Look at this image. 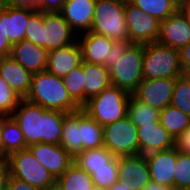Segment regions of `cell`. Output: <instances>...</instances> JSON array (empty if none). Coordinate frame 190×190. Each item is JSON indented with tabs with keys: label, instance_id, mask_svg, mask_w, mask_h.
Instances as JSON below:
<instances>
[{
	"label": "cell",
	"instance_id": "obj_20",
	"mask_svg": "<svg viewBox=\"0 0 190 190\" xmlns=\"http://www.w3.org/2000/svg\"><path fill=\"white\" fill-rule=\"evenodd\" d=\"M77 42L81 48L83 61L105 66V60L109 58L114 40L88 31L79 34Z\"/></svg>",
	"mask_w": 190,
	"mask_h": 190
},
{
	"label": "cell",
	"instance_id": "obj_19",
	"mask_svg": "<svg viewBox=\"0 0 190 190\" xmlns=\"http://www.w3.org/2000/svg\"><path fill=\"white\" fill-rule=\"evenodd\" d=\"M9 56L32 74L46 70L48 51L29 40L13 44Z\"/></svg>",
	"mask_w": 190,
	"mask_h": 190
},
{
	"label": "cell",
	"instance_id": "obj_25",
	"mask_svg": "<svg viewBox=\"0 0 190 190\" xmlns=\"http://www.w3.org/2000/svg\"><path fill=\"white\" fill-rule=\"evenodd\" d=\"M60 145L74 158L83 151L79 135V110L64 113Z\"/></svg>",
	"mask_w": 190,
	"mask_h": 190
},
{
	"label": "cell",
	"instance_id": "obj_14",
	"mask_svg": "<svg viewBox=\"0 0 190 190\" xmlns=\"http://www.w3.org/2000/svg\"><path fill=\"white\" fill-rule=\"evenodd\" d=\"M139 155L163 151L176 146V140L161 125L160 121L137 128Z\"/></svg>",
	"mask_w": 190,
	"mask_h": 190
},
{
	"label": "cell",
	"instance_id": "obj_15",
	"mask_svg": "<svg viewBox=\"0 0 190 190\" xmlns=\"http://www.w3.org/2000/svg\"><path fill=\"white\" fill-rule=\"evenodd\" d=\"M148 162L151 182L174 188L176 168V146L145 156Z\"/></svg>",
	"mask_w": 190,
	"mask_h": 190
},
{
	"label": "cell",
	"instance_id": "obj_1",
	"mask_svg": "<svg viewBox=\"0 0 190 190\" xmlns=\"http://www.w3.org/2000/svg\"><path fill=\"white\" fill-rule=\"evenodd\" d=\"M11 116L19 124L27 147L40 142L60 144L64 112L44 109L21 99Z\"/></svg>",
	"mask_w": 190,
	"mask_h": 190
},
{
	"label": "cell",
	"instance_id": "obj_23",
	"mask_svg": "<svg viewBox=\"0 0 190 190\" xmlns=\"http://www.w3.org/2000/svg\"><path fill=\"white\" fill-rule=\"evenodd\" d=\"M84 73V105L87 101L98 95L103 89L111 86L109 69L100 64L83 61Z\"/></svg>",
	"mask_w": 190,
	"mask_h": 190
},
{
	"label": "cell",
	"instance_id": "obj_37",
	"mask_svg": "<svg viewBox=\"0 0 190 190\" xmlns=\"http://www.w3.org/2000/svg\"><path fill=\"white\" fill-rule=\"evenodd\" d=\"M43 12L35 10L28 18L25 39L42 47Z\"/></svg>",
	"mask_w": 190,
	"mask_h": 190
},
{
	"label": "cell",
	"instance_id": "obj_16",
	"mask_svg": "<svg viewBox=\"0 0 190 190\" xmlns=\"http://www.w3.org/2000/svg\"><path fill=\"white\" fill-rule=\"evenodd\" d=\"M118 176L119 181L127 182L134 190L144 189L151 182L145 156L118 157Z\"/></svg>",
	"mask_w": 190,
	"mask_h": 190
},
{
	"label": "cell",
	"instance_id": "obj_39",
	"mask_svg": "<svg viewBox=\"0 0 190 190\" xmlns=\"http://www.w3.org/2000/svg\"><path fill=\"white\" fill-rule=\"evenodd\" d=\"M12 46L13 45L10 43L3 29V3H2L0 7V58L4 56H9Z\"/></svg>",
	"mask_w": 190,
	"mask_h": 190
},
{
	"label": "cell",
	"instance_id": "obj_52",
	"mask_svg": "<svg viewBox=\"0 0 190 190\" xmlns=\"http://www.w3.org/2000/svg\"><path fill=\"white\" fill-rule=\"evenodd\" d=\"M178 190H190V187H188V188H181V189H178Z\"/></svg>",
	"mask_w": 190,
	"mask_h": 190
},
{
	"label": "cell",
	"instance_id": "obj_38",
	"mask_svg": "<svg viewBox=\"0 0 190 190\" xmlns=\"http://www.w3.org/2000/svg\"><path fill=\"white\" fill-rule=\"evenodd\" d=\"M131 44L129 41H114L110 48L109 58L105 60V66L108 68L118 57H122Z\"/></svg>",
	"mask_w": 190,
	"mask_h": 190
},
{
	"label": "cell",
	"instance_id": "obj_45",
	"mask_svg": "<svg viewBox=\"0 0 190 190\" xmlns=\"http://www.w3.org/2000/svg\"><path fill=\"white\" fill-rule=\"evenodd\" d=\"M3 3L11 6L30 7L38 10L39 0H5Z\"/></svg>",
	"mask_w": 190,
	"mask_h": 190
},
{
	"label": "cell",
	"instance_id": "obj_3",
	"mask_svg": "<svg viewBox=\"0 0 190 190\" xmlns=\"http://www.w3.org/2000/svg\"><path fill=\"white\" fill-rule=\"evenodd\" d=\"M130 95L125 90L111 85L91 97L82 109L101 126H105L127 116Z\"/></svg>",
	"mask_w": 190,
	"mask_h": 190
},
{
	"label": "cell",
	"instance_id": "obj_31",
	"mask_svg": "<svg viewBox=\"0 0 190 190\" xmlns=\"http://www.w3.org/2000/svg\"><path fill=\"white\" fill-rule=\"evenodd\" d=\"M129 2L159 21L167 19L179 9L174 0H129Z\"/></svg>",
	"mask_w": 190,
	"mask_h": 190
},
{
	"label": "cell",
	"instance_id": "obj_48",
	"mask_svg": "<svg viewBox=\"0 0 190 190\" xmlns=\"http://www.w3.org/2000/svg\"><path fill=\"white\" fill-rule=\"evenodd\" d=\"M0 161H5V148L2 138V116H0Z\"/></svg>",
	"mask_w": 190,
	"mask_h": 190
},
{
	"label": "cell",
	"instance_id": "obj_18",
	"mask_svg": "<svg viewBox=\"0 0 190 190\" xmlns=\"http://www.w3.org/2000/svg\"><path fill=\"white\" fill-rule=\"evenodd\" d=\"M81 48L76 41L66 47L48 51L46 71L63 78L82 64Z\"/></svg>",
	"mask_w": 190,
	"mask_h": 190
},
{
	"label": "cell",
	"instance_id": "obj_13",
	"mask_svg": "<svg viewBox=\"0 0 190 190\" xmlns=\"http://www.w3.org/2000/svg\"><path fill=\"white\" fill-rule=\"evenodd\" d=\"M157 42L176 50L190 43V23L180 9L160 22Z\"/></svg>",
	"mask_w": 190,
	"mask_h": 190
},
{
	"label": "cell",
	"instance_id": "obj_46",
	"mask_svg": "<svg viewBox=\"0 0 190 190\" xmlns=\"http://www.w3.org/2000/svg\"><path fill=\"white\" fill-rule=\"evenodd\" d=\"M179 9L186 16L187 21L190 23V0H182Z\"/></svg>",
	"mask_w": 190,
	"mask_h": 190
},
{
	"label": "cell",
	"instance_id": "obj_10",
	"mask_svg": "<svg viewBox=\"0 0 190 190\" xmlns=\"http://www.w3.org/2000/svg\"><path fill=\"white\" fill-rule=\"evenodd\" d=\"M78 34L59 12H43L42 47L47 51L66 47L77 41Z\"/></svg>",
	"mask_w": 190,
	"mask_h": 190
},
{
	"label": "cell",
	"instance_id": "obj_30",
	"mask_svg": "<svg viewBox=\"0 0 190 190\" xmlns=\"http://www.w3.org/2000/svg\"><path fill=\"white\" fill-rule=\"evenodd\" d=\"M114 157L115 156L103 146L82 151L74 158V162L91 175L92 169L108 167V163Z\"/></svg>",
	"mask_w": 190,
	"mask_h": 190
},
{
	"label": "cell",
	"instance_id": "obj_34",
	"mask_svg": "<svg viewBox=\"0 0 190 190\" xmlns=\"http://www.w3.org/2000/svg\"><path fill=\"white\" fill-rule=\"evenodd\" d=\"M91 179L94 188L108 189L119 181L118 176V157H114L108 167L92 169Z\"/></svg>",
	"mask_w": 190,
	"mask_h": 190
},
{
	"label": "cell",
	"instance_id": "obj_32",
	"mask_svg": "<svg viewBox=\"0 0 190 190\" xmlns=\"http://www.w3.org/2000/svg\"><path fill=\"white\" fill-rule=\"evenodd\" d=\"M62 80L70 97L82 108L84 106L83 61L79 67L71 70Z\"/></svg>",
	"mask_w": 190,
	"mask_h": 190
},
{
	"label": "cell",
	"instance_id": "obj_8",
	"mask_svg": "<svg viewBox=\"0 0 190 190\" xmlns=\"http://www.w3.org/2000/svg\"><path fill=\"white\" fill-rule=\"evenodd\" d=\"M6 161L11 177L23 180L32 186L44 189L55 180L48 169L34 158L29 148L9 155Z\"/></svg>",
	"mask_w": 190,
	"mask_h": 190
},
{
	"label": "cell",
	"instance_id": "obj_6",
	"mask_svg": "<svg viewBox=\"0 0 190 190\" xmlns=\"http://www.w3.org/2000/svg\"><path fill=\"white\" fill-rule=\"evenodd\" d=\"M181 75L179 50L158 42L144 45L143 78H177Z\"/></svg>",
	"mask_w": 190,
	"mask_h": 190
},
{
	"label": "cell",
	"instance_id": "obj_33",
	"mask_svg": "<svg viewBox=\"0 0 190 190\" xmlns=\"http://www.w3.org/2000/svg\"><path fill=\"white\" fill-rule=\"evenodd\" d=\"M170 105L190 116V75L176 78Z\"/></svg>",
	"mask_w": 190,
	"mask_h": 190
},
{
	"label": "cell",
	"instance_id": "obj_42",
	"mask_svg": "<svg viewBox=\"0 0 190 190\" xmlns=\"http://www.w3.org/2000/svg\"><path fill=\"white\" fill-rule=\"evenodd\" d=\"M7 190H42V189L32 186L23 180L10 176L8 180Z\"/></svg>",
	"mask_w": 190,
	"mask_h": 190
},
{
	"label": "cell",
	"instance_id": "obj_11",
	"mask_svg": "<svg viewBox=\"0 0 190 190\" xmlns=\"http://www.w3.org/2000/svg\"><path fill=\"white\" fill-rule=\"evenodd\" d=\"M175 81L176 78H144L132 95L161 111L170 105Z\"/></svg>",
	"mask_w": 190,
	"mask_h": 190
},
{
	"label": "cell",
	"instance_id": "obj_28",
	"mask_svg": "<svg viewBox=\"0 0 190 190\" xmlns=\"http://www.w3.org/2000/svg\"><path fill=\"white\" fill-rule=\"evenodd\" d=\"M127 116L138 128L159 121L160 110L141 102L131 94L127 106Z\"/></svg>",
	"mask_w": 190,
	"mask_h": 190
},
{
	"label": "cell",
	"instance_id": "obj_24",
	"mask_svg": "<svg viewBox=\"0 0 190 190\" xmlns=\"http://www.w3.org/2000/svg\"><path fill=\"white\" fill-rule=\"evenodd\" d=\"M79 135L83 151L104 146L103 126L92 119L82 108L79 109Z\"/></svg>",
	"mask_w": 190,
	"mask_h": 190
},
{
	"label": "cell",
	"instance_id": "obj_50",
	"mask_svg": "<svg viewBox=\"0 0 190 190\" xmlns=\"http://www.w3.org/2000/svg\"><path fill=\"white\" fill-rule=\"evenodd\" d=\"M42 190H64L61 184L57 179H55L52 183L47 185L44 189Z\"/></svg>",
	"mask_w": 190,
	"mask_h": 190
},
{
	"label": "cell",
	"instance_id": "obj_7",
	"mask_svg": "<svg viewBox=\"0 0 190 190\" xmlns=\"http://www.w3.org/2000/svg\"><path fill=\"white\" fill-rule=\"evenodd\" d=\"M104 147L115 157L139 155L137 127L128 116L103 126Z\"/></svg>",
	"mask_w": 190,
	"mask_h": 190
},
{
	"label": "cell",
	"instance_id": "obj_53",
	"mask_svg": "<svg viewBox=\"0 0 190 190\" xmlns=\"http://www.w3.org/2000/svg\"><path fill=\"white\" fill-rule=\"evenodd\" d=\"M93 190H107V189L94 188Z\"/></svg>",
	"mask_w": 190,
	"mask_h": 190
},
{
	"label": "cell",
	"instance_id": "obj_27",
	"mask_svg": "<svg viewBox=\"0 0 190 190\" xmlns=\"http://www.w3.org/2000/svg\"><path fill=\"white\" fill-rule=\"evenodd\" d=\"M159 121L175 140L190 127V116L172 105L160 111Z\"/></svg>",
	"mask_w": 190,
	"mask_h": 190
},
{
	"label": "cell",
	"instance_id": "obj_41",
	"mask_svg": "<svg viewBox=\"0 0 190 190\" xmlns=\"http://www.w3.org/2000/svg\"><path fill=\"white\" fill-rule=\"evenodd\" d=\"M179 57L183 74L190 75V43L179 50Z\"/></svg>",
	"mask_w": 190,
	"mask_h": 190
},
{
	"label": "cell",
	"instance_id": "obj_2",
	"mask_svg": "<svg viewBox=\"0 0 190 190\" xmlns=\"http://www.w3.org/2000/svg\"><path fill=\"white\" fill-rule=\"evenodd\" d=\"M25 99L44 109L64 113H71L81 109L70 97L62 78L46 70L33 74L30 91Z\"/></svg>",
	"mask_w": 190,
	"mask_h": 190
},
{
	"label": "cell",
	"instance_id": "obj_17",
	"mask_svg": "<svg viewBox=\"0 0 190 190\" xmlns=\"http://www.w3.org/2000/svg\"><path fill=\"white\" fill-rule=\"evenodd\" d=\"M96 0H66L59 12L79 35L90 31Z\"/></svg>",
	"mask_w": 190,
	"mask_h": 190
},
{
	"label": "cell",
	"instance_id": "obj_40",
	"mask_svg": "<svg viewBox=\"0 0 190 190\" xmlns=\"http://www.w3.org/2000/svg\"><path fill=\"white\" fill-rule=\"evenodd\" d=\"M66 0H39L38 10L42 12H60Z\"/></svg>",
	"mask_w": 190,
	"mask_h": 190
},
{
	"label": "cell",
	"instance_id": "obj_4",
	"mask_svg": "<svg viewBox=\"0 0 190 190\" xmlns=\"http://www.w3.org/2000/svg\"><path fill=\"white\" fill-rule=\"evenodd\" d=\"M124 0H96L90 32L114 41H129Z\"/></svg>",
	"mask_w": 190,
	"mask_h": 190
},
{
	"label": "cell",
	"instance_id": "obj_21",
	"mask_svg": "<svg viewBox=\"0 0 190 190\" xmlns=\"http://www.w3.org/2000/svg\"><path fill=\"white\" fill-rule=\"evenodd\" d=\"M35 10L3 3V29L12 45L25 39L28 18Z\"/></svg>",
	"mask_w": 190,
	"mask_h": 190
},
{
	"label": "cell",
	"instance_id": "obj_9",
	"mask_svg": "<svg viewBox=\"0 0 190 190\" xmlns=\"http://www.w3.org/2000/svg\"><path fill=\"white\" fill-rule=\"evenodd\" d=\"M124 14L130 43L145 45L157 42L160 35L161 21L142 11L129 1L125 2Z\"/></svg>",
	"mask_w": 190,
	"mask_h": 190
},
{
	"label": "cell",
	"instance_id": "obj_29",
	"mask_svg": "<svg viewBox=\"0 0 190 190\" xmlns=\"http://www.w3.org/2000/svg\"><path fill=\"white\" fill-rule=\"evenodd\" d=\"M64 190H93L91 175L73 162L57 179Z\"/></svg>",
	"mask_w": 190,
	"mask_h": 190
},
{
	"label": "cell",
	"instance_id": "obj_5",
	"mask_svg": "<svg viewBox=\"0 0 190 190\" xmlns=\"http://www.w3.org/2000/svg\"><path fill=\"white\" fill-rule=\"evenodd\" d=\"M143 44H131L122 57H118L108 67L111 84L132 94L144 79Z\"/></svg>",
	"mask_w": 190,
	"mask_h": 190
},
{
	"label": "cell",
	"instance_id": "obj_36",
	"mask_svg": "<svg viewBox=\"0 0 190 190\" xmlns=\"http://www.w3.org/2000/svg\"><path fill=\"white\" fill-rule=\"evenodd\" d=\"M21 99L0 76V116H11Z\"/></svg>",
	"mask_w": 190,
	"mask_h": 190
},
{
	"label": "cell",
	"instance_id": "obj_22",
	"mask_svg": "<svg viewBox=\"0 0 190 190\" xmlns=\"http://www.w3.org/2000/svg\"><path fill=\"white\" fill-rule=\"evenodd\" d=\"M0 76L4 78L16 94L22 99L26 98L31 87L32 73L11 56H4L0 58Z\"/></svg>",
	"mask_w": 190,
	"mask_h": 190
},
{
	"label": "cell",
	"instance_id": "obj_51",
	"mask_svg": "<svg viewBox=\"0 0 190 190\" xmlns=\"http://www.w3.org/2000/svg\"><path fill=\"white\" fill-rule=\"evenodd\" d=\"M178 5L182 2V0H174Z\"/></svg>",
	"mask_w": 190,
	"mask_h": 190
},
{
	"label": "cell",
	"instance_id": "obj_26",
	"mask_svg": "<svg viewBox=\"0 0 190 190\" xmlns=\"http://www.w3.org/2000/svg\"><path fill=\"white\" fill-rule=\"evenodd\" d=\"M2 138L5 148V161L9 155L28 148L20 126L12 116H2Z\"/></svg>",
	"mask_w": 190,
	"mask_h": 190
},
{
	"label": "cell",
	"instance_id": "obj_47",
	"mask_svg": "<svg viewBox=\"0 0 190 190\" xmlns=\"http://www.w3.org/2000/svg\"><path fill=\"white\" fill-rule=\"evenodd\" d=\"M107 190H134L132 186L127 185V182L125 181H118L115 184H113L110 188Z\"/></svg>",
	"mask_w": 190,
	"mask_h": 190
},
{
	"label": "cell",
	"instance_id": "obj_35",
	"mask_svg": "<svg viewBox=\"0 0 190 190\" xmlns=\"http://www.w3.org/2000/svg\"><path fill=\"white\" fill-rule=\"evenodd\" d=\"M174 189L190 187V154H185L176 148V168Z\"/></svg>",
	"mask_w": 190,
	"mask_h": 190
},
{
	"label": "cell",
	"instance_id": "obj_43",
	"mask_svg": "<svg viewBox=\"0 0 190 190\" xmlns=\"http://www.w3.org/2000/svg\"><path fill=\"white\" fill-rule=\"evenodd\" d=\"M176 148L182 153L190 154V127L176 139Z\"/></svg>",
	"mask_w": 190,
	"mask_h": 190
},
{
	"label": "cell",
	"instance_id": "obj_12",
	"mask_svg": "<svg viewBox=\"0 0 190 190\" xmlns=\"http://www.w3.org/2000/svg\"><path fill=\"white\" fill-rule=\"evenodd\" d=\"M34 158L37 159L54 179H58L74 162L70 155L60 144L38 143L28 147Z\"/></svg>",
	"mask_w": 190,
	"mask_h": 190
},
{
	"label": "cell",
	"instance_id": "obj_44",
	"mask_svg": "<svg viewBox=\"0 0 190 190\" xmlns=\"http://www.w3.org/2000/svg\"><path fill=\"white\" fill-rule=\"evenodd\" d=\"M9 177L7 161H0V190H7Z\"/></svg>",
	"mask_w": 190,
	"mask_h": 190
},
{
	"label": "cell",
	"instance_id": "obj_49",
	"mask_svg": "<svg viewBox=\"0 0 190 190\" xmlns=\"http://www.w3.org/2000/svg\"><path fill=\"white\" fill-rule=\"evenodd\" d=\"M142 190H175L174 188L165 187L163 185L150 182L144 189Z\"/></svg>",
	"mask_w": 190,
	"mask_h": 190
}]
</instances>
